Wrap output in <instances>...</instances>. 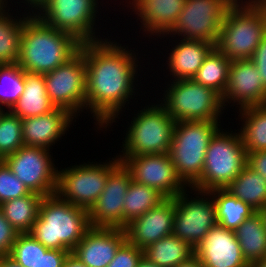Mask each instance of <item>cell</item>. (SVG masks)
Returning a JSON list of instances; mask_svg holds the SVG:
<instances>
[{"instance_id":"6da1fadb","label":"cell","mask_w":266,"mask_h":267,"mask_svg":"<svg viewBox=\"0 0 266 267\" xmlns=\"http://www.w3.org/2000/svg\"><path fill=\"white\" fill-rule=\"evenodd\" d=\"M104 41L84 42L79 50L86 62V109L101 128L115 122L132 98L138 70L136 55L121 44Z\"/></svg>"},{"instance_id":"7a4b0ae2","label":"cell","mask_w":266,"mask_h":267,"mask_svg":"<svg viewBox=\"0 0 266 267\" xmlns=\"http://www.w3.org/2000/svg\"><path fill=\"white\" fill-rule=\"evenodd\" d=\"M32 14L24 21L17 64L24 72L45 74L73 58L82 42Z\"/></svg>"},{"instance_id":"3957f363","label":"cell","mask_w":266,"mask_h":267,"mask_svg":"<svg viewBox=\"0 0 266 267\" xmlns=\"http://www.w3.org/2000/svg\"><path fill=\"white\" fill-rule=\"evenodd\" d=\"M90 228L88 210L54 193L44 196L29 234L48 249L72 252Z\"/></svg>"},{"instance_id":"277c9868","label":"cell","mask_w":266,"mask_h":267,"mask_svg":"<svg viewBox=\"0 0 266 267\" xmlns=\"http://www.w3.org/2000/svg\"><path fill=\"white\" fill-rule=\"evenodd\" d=\"M240 1L229 8L215 45L230 61L251 59L266 35V7Z\"/></svg>"},{"instance_id":"5b68a950","label":"cell","mask_w":266,"mask_h":267,"mask_svg":"<svg viewBox=\"0 0 266 267\" xmlns=\"http://www.w3.org/2000/svg\"><path fill=\"white\" fill-rule=\"evenodd\" d=\"M218 121H178L168 152L177 175L190 187L202 174L211 138L220 129Z\"/></svg>"},{"instance_id":"8992f818","label":"cell","mask_w":266,"mask_h":267,"mask_svg":"<svg viewBox=\"0 0 266 267\" xmlns=\"http://www.w3.org/2000/svg\"><path fill=\"white\" fill-rule=\"evenodd\" d=\"M247 165V152L240 133L221 132L211 138L201 176L192 190L209 191L227 187Z\"/></svg>"},{"instance_id":"52a82bcc","label":"cell","mask_w":266,"mask_h":267,"mask_svg":"<svg viewBox=\"0 0 266 267\" xmlns=\"http://www.w3.org/2000/svg\"><path fill=\"white\" fill-rule=\"evenodd\" d=\"M165 93L161 105L176 122L218 121L225 108L218 92L193 79L174 80Z\"/></svg>"},{"instance_id":"ba28073f","label":"cell","mask_w":266,"mask_h":267,"mask_svg":"<svg viewBox=\"0 0 266 267\" xmlns=\"http://www.w3.org/2000/svg\"><path fill=\"white\" fill-rule=\"evenodd\" d=\"M147 107L131 121L123 144V154L120 156L169 152L176 121L161 104Z\"/></svg>"},{"instance_id":"9c48e42d","label":"cell","mask_w":266,"mask_h":267,"mask_svg":"<svg viewBox=\"0 0 266 267\" xmlns=\"http://www.w3.org/2000/svg\"><path fill=\"white\" fill-rule=\"evenodd\" d=\"M236 0H185L175 25L166 33L183 40H201L217 44L222 22Z\"/></svg>"},{"instance_id":"30bf717a","label":"cell","mask_w":266,"mask_h":267,"mask_svg":"<svg viewBox=\"0 0 266 267\" xmlns=\"http://www.w3.org/2000/svg\"><path fill=\"white\" fill-rule=\"evenodd\" d=\"M117 158V159H116ZM103 164H81L58 171L56 193L69 203L89 210L105 188L118 157Z\"/></svg>"},{"instance_id":"8fae6325","label":"cell","mask_w":266,"mask_h":267,"mask_svg":"<svg viewBox=\"0 0 266 267\" xmlns=\"http://www.w3.org/2000/svg\"><path fill=\"white\" fill-rule=\"evenodd\" d=\"M43 75L47 95L56 108L66 109L76 117L86 107V62L80 51L64 65Z\"/></svg>"},{"instance_id":"7c38bea8","label":"cell","mask_w":266,"mask_h":267,"mask_svg":"<svg viewBox=\"0 0 266 267\" xmlns=\"http://www.w3.org/2000/svg\"><path fill=\"white\" fill-rule=\"evenodd\" d=\"M97 2V0H47L36 15L47 25L72 34L82 43L99 41L93 27Z\"/></svg>"},{"instance_id":"4fadbf2b","label":"cell","mask_w":266,"mask_h":267,"mask_svg":"<svg viewBox=\"0 0 266 267\" xmlns=\"http://www.w3.org/2000/svg\"><path fill=\"white\" fill-rule=\"evenodd\" d=\"M49 151L43 147L24 145L3 161L30 192L47 196L56 193L58 177Z\"/></svg>"},{"instance_id":"5bb4252c","label":"cell","mask_w":266,"mask_h":267,"mask_svg":"<svg viewBox=\"0 0 266 267\" xmlns=\"http://www.w3.org/2000/svg\"><path fill=\"white\" fill-rule=\"evenodd\" d=\"M198 191L201 198H187L186 190L175 197V215L173 235L188 242L196 248L209 232L211 227L218 224L216 207L213 199L202 198L208 191ZM203 194V195H202ZM199 198V199H197ZM209 199V200H208Z\"/></svg>"},{"instance_id":"9a60e30c","label":"cell","mask_w":266,"mask_h":267,"mask_svg":"<svg viewBox=\"0 0 266 267\" xmlns=\"http://www.w3.org/2000/svg\"><path fill=\"white\" fill-rule=\"evenodd\" d=\"M134 182L156 189L165 198H175L185 190L168 153L120 156Z\"/></svg>"},{"instance_id":"2e32d148","label":"cell","mask_w":266,"mask_h":267,"mask_svg":"<svg viewBox=\"0 0 266 267\" xmlns=\"http://www.w3.org/2000/svg\"><path fill=\"white\" fill-rule=\"evenodd\" d=\"M131 174L119 161L108 173L103 192L88 210L91 227L122 228L123 203Z\"/></svg>"},{"instance_id":"e0dca14e","label":"cell","mask_w":266,"mask_h":267,"mask_svg":"<svg viewBox=\"0 0 266 267\" xmlns=\"http://www.w3.org/2000/svg\"><path fill=\"white\" fill-rule=\"evenodd\" d=\"M231 100L240 105L239 109L266 104V88L251 59L234 60L230 63L228 84L222 96L223 105L231 103Z\"/></svg>"},{"instance_id":"ac0fdd59","label":"cell","mask_w":266,"mask_h":267,"mask_svg":"<svg viewBox=\"0 0 266 267\" xmlns=\"http://www.w3.org/2000/svg\"><path fill=\"white\" fill-rule=\"evenodd\" d=\"M174 215L175 198H165L156 207L127 224L124 228L126 239L144 250L173 233Z\"/></svg>"},{"instance_id":"d6986e66","label":"cell","mask_w":266,"mask_h":267,"mask_svg":"<svg viewBox=\"0 0 266 267\" xmlns=\"http://www.w3.org/2000/svg\"><path fill=\"white\" fill-rule=\"evenodd\" d=\"M195 255L204 267H245L247 261L242 255L235 231L217 224L209 230L195 248Z\"/></svg>"},{"instance_id":"ffe728a7","label":"cell","mask_w":266,"mask_h":267,"mask_svg":"<svg viewBox=\"0 0 266 267\" xmlns=\"http://www.w3.org/2000/svg\"><path fill=\"white\" fill-rule=\"evenodd\" d=\"M125 240L122 228L91 227L71 253L87 267H107Z\"/></svg>"},{"instance_id":"44dd1931","label":"cell","mask_w":266,"mask_h":267,"mask_svg":"<svg viewBox=\"0 0 266 267\" xmlns=\"http://www.w3.org/2000/svg\"><path fill=\"white\" fill-rule=\"evenodd\" d=\"M73 116L66 109L55 108L50 113L22 119L24 145L50 149L66 133Z\"/></svg>"},{"instance_id":"7402d4cb","label":"cell","mask_w":266,"mask_h":267,"mask_svg":"<svg viewBox=\"0 0 266 267\" xmlns=\"http://www.w3.org/2000/svg\"><path fill=\"white\" fill-rule=\"evenodd\" d=\"M131 6L135 14L140 16V21L153 36L166 34L176 23L182 11L185 0H132ZM147 29V30H146ZM155 33V34H154Z\"/></svg>"},{"instance_id":"603a6c76","label":"cell","mask_w":266,"mask_h":267,"mask_svg":"<svg viewBox=\"0 0 266 267\" xmlns=\"http://www.w3.org/2000/svg\"><path fill=\"white\" fill-rule=\"evenodd\" d=\"M168 57L174 80L192 79L215 44L201 40H180Z\"/></svg>"},{"instance_id":"cb8c5ba5","label":"cell","mask_w":266,"mask_h":267,"mask_svg":"<svg viewBox=\"0 0 266 267\" xmlns=\"http://www.w3.org/2000/svg\"><path fill=\"white\" fill-rule=\"evenodd\" d=\"M55 108L47 95L44 75L25 72L24 91L10 111L25 119L50 113Z\"/></svg>"},{"instance_id":"d4e9b609","label":"cell","mask_w":266,"mask_h":267,"mask_svg":"<svg viewBox=\"0 0 266 267\" xmlns=\"http://www.w3.org/2000/svg\"><path fill=\"white\" fill-rule=\"evenodd\" d=\"M235 235L248 264L266 256V226L261 212L246 218L235 230Z\"/></svg>"},{"instance_id":"484cf974","label":"cell","mask_w":266,"mask_h":267,"mask_svg":"<svg viewBox=\"0 0 266 267\" xmlns=\"http://www.w3.org/2000/svg\"><path fill=\"white\" fill-rule=\"evenodd\" d=\"M195 255V248L188 242L170 234L143 250V256L160 267H176Z\"/></svg>"},{"instance_id":"4316f807","label":"cell","mask_w":266,"mask_h":267,"mask_svg":"<svg viewBox=\"0 0 266 267\" xmlns=\"http://www.w3.org/2000/svg\"><path fill=\"white\" fill-rule=\"evenodd\" d=\"M43 198L38 193L30 192L26 196L1 203L0 210L19 234L29 233L39 216Z\"/></svg>"},{"instance_id":"83f0119b","label":"cell","mask_w":266,"mask_h":267,"mask_svg":"<svg viewBox=\"0 0 266 267\" xmlns=\"http://www.w3.org/2000/svg\"><path fill=\"white\" fill-rule=\"evenodd\" d=\"M225 189L256 212L266 205V179L247 165Z\"/></svg>"},{"instance_id":"f1b7e54d","label":"cell","mask_w":266,"mask_h":267,"mask_svg":"<svg viewBox=\"0 0 266 267\" xmlns=\"http://www.w3.org/2000/svg\"><path fill=\"white\" fill-rule=\"evenodd\" d=\"M213 196L218 224L225 229L235 231L238 226L256 211L242 200L233 196L225 188H216L208 191Z\"/></svg>"},{"instance_id":"f546056e","label":"cell","mask_w":266,"mask_h":267,"mask_svg":"<svg viewBox=\"0 0 266 267\" xmlns=\"http://www.w3.org/2000/svg\"><path fill=\"white\" fill-rule=\"evenodd\" d=\"M241 110V111H240ZM242 124L239 133L247 153L266 150V104L239 109Z\"/></svg>"},{"instance_id":"4dcf8cb0","label":"cell","mask_w":266,"mask_h":267,"mask_svg":"<svg viewBox=\"0 0 266 267\" xmlns=\"http://www.w3.org/2000/svg\"><path fill=\"white\" fill-rule=\"evenodd\" d=\"M6 2L0 6V65L16 64L19 60L21 36L23 32L24 21L30 16L18 20L10 17L5 12ZM7 14V15H6Z\"/></svg>"},{"instance_id":"1f68e13d","label":"cell","mask_w":266,"mask_h":267,"mask_svg":"<svg viewBox=\"0 0 266 267\" xmlns=\"http://www.w3.org/2000/svg\"><path fill=\"white\" fill-rule=\"evenodd\" d=\"M165 197L156 189L131 180L123 203V229L135 218L156 207Z\"/></svg>"},{"instance_id":"d6a6232c","label":"cell","mask_w":266,"mask_h":267,"mask_svg":"<svg viewBox=\"0 0 266 267\" xmlns=\"http://www.w3.org/2000/svg\"><path fill=\"white\" fill-rule=\"evenodd\" d=\"M230 63L231 61L214 47L192 79L223 96L228 84Z\"/></svg>"},{"instance_id":"836d02e7","label":"cell","mask_w":266,"mask_h":267,"mask_svg":"<svg viewBox=\"0 0 266 267\" xmlns=\"http://www.w3.org/2000/svg\"><path fill=\"white\" fill-rule=\"evenodd\" d=\"M24 85L25 72L17 63L0 65V106L10 110L23 93Z\"/></svg>"},{"instance_id":"e575fe53","label":"cell","mask_w":266,"mask_h":267,"mask_svg":"<svg viewBox=\"0 0 266 267\" xmlns=\"http://www.w3.org/2000/svg\"><path fill=\"white\" fill-rule=\"evenodd\" d=\"M24 146L22 119L10 110L0 119V160Z\"/></svg>"},{"instance_id":"d590c367","label":"cell","mask_w":266,"mask_h":267,"mask_svg":"<svg viewBox=\"0 0 266 267\" xmlns=\"http://www.w3.org/2000/svg\"><path fill=\"white\" fill-rule=\"evenodd\" d=\"M49 249L29 233L18 234L9 256L22 267H34L42 253Z\"/></svg>"},{"instance_id":"8d00e7d4","label":"cell","mask_w":266,"mask_h":267,"mask_svg":"<svg viewBox=\"0 0 266 267\" xmlns=\"http://www.w3.org/2000/svg\"><path fill=\"white\" fill-rule=\"evenodd\" d=\"M29 193L30 190L24 183L16 177L3 160H0V204Z\"/></svg>"},{"instance_id":"74e56055","label":"cell","mask_w":266,"mask_h":267,"mask_svg":"<svg viewBox=\"0 0 266 267\" xmlns=\"http://www.w3.org/2000/svg\"><path fill=\"white\" fill-rule=\"evenodd\" d=\"M143 257V250L139 249L127 239L120 245L113 260L107 267H137Z\"/></svg>"},{"instance_id":"f35d334b","label":"cell","mask_w":266,"mask_h":267,"mask_svg":"<svg viewBox=\"0 0 266 267\" xmlns=\"http://www.w3.org/2000/svg\"><path fill=\"white\" fill-rule=\"evenodd\" d=\"M18 234L0 210V257L10 254Z\"/></svg>"},{"instance_id":"ab89813d","label":"cell","mask_w":266,"mask_h":267,"mask_svg":"<svg viewBox=\"0 0 266 267\" xmlns=\"http://www.w3.org/2000/svg\"><path fill=\"white\" fill-rule=\"evenodd\" d=\"M70 251L49 249L42 253L34 267H63L66 257Z\"/></svg>"},{"instance_id":"60d3db41","label":"cell","mask_w":266,"mask_h":267,"mask_svg":"<svg viewBox=\"0 0 266 267\" xmlns=\"http://www.w3.org/2000/svg\"><path fill=\"white\" fill-rule=\"evenodd\" d=\"M251 60L257 67L259 75L263 80L264 87L266 88V35L255 49Z\"/></svg>"},{"instance_id":"b9f144b4","label":"cell","mask_w":266,"mask_h":267,"mask_svg":"<svg viewBox=\"0 0 266 267\" xmlns=\"http://www.w3.org/2000/svg\"><path fill=\"white\" fill-rule=\"evenodd\" d=\"M247 166L266 179V150L247 153Z\"/></svg>"},{"instance_id":"7bdbcfd3","label":"cell","mask_w":266,"mask_h":267,"mask_svg":"<svg viewBox=\"0 0 266 267\" xmlns=\"http://www.w3.org/2000/svg\"><path fill=\"white\" fill-rule=\"evenodd\" d=\"M63 267H87L83 264L76 256L72 253H69L65 259Z\"/></svg>"},{"instance_id":"ee69618b","label":"cell","mask_w":266,"mask_h":267,"mask_svg":"<svg viewBox=\"0 0 266 267\" xmlns=\"http://www.w3.org/2000/svg\"><path fill=\"white\" fill-rule=\"evenodd\" d=\"M0 267H22L9 255L0 257Z\"/></svg>"},{"instance_id":"f6af8a7d","label":"cell","mask_w":266,"mask_h":267,"mask_svg":"<svg viewBox=\"0 0 266 267\" xmlns=\"http://www.w3.org/2000/svg\"><path fill=\"white\" fill-rule=\"evenodd\" d=\"M176 267H204L199 258L194 255L188 261L178 264Z\"/></svg>"},{"instance_id":"bcb514c9","label":"cell","mask_w":266,"mask_h":267,"mask_svg":"<svg viewBox=\"0 0 266 267\" xmlns=\"http://www.w3.org/2000/svg\"><path fill=\"white\" fill-rule=\"evenodd\" d=\"M137 267H160L158 265H156L155 263H152L150 261H148L144 256L140 259V261L138 262Z\"/></svg>"},{"instance_id":"7dc6e473","label":"cell","mask_w":266,"mask_h":267,"mask_svg":"<svg viewBox=\"0 0 266 267\" xmlns=\"http://www.w3.org/2000/svg\"><path fill=\"white\" fill-rule=\"evenodd\" d=\"M26 2L25 3H27L28 2V4H26V5H31L32 6V8H35V9H40L41 7H42V5L47 1V0H25Z\"/></svg>"},{"instance_id":"c3c4849f","label":"cell","mask_w":266,"mask_h":267,"mask_svg":"<svg viewBox=\"0 0 266 267\" xmlns=\"http://www.w3.org/2000/svg\"><path fill=\"white\" fill-rule=\"evenodd\" d=\"M244 3L252 6L266 7V0H249V2L245 1Z\"/></svg>"},{"instance_id":"681fc988","label":"cell","mask_w":266,"mask_h":267,"mask_svg":"<svg viewBox=\"0 0 266 267\" xmlns=\"http://www.w3.org/2000/svg\"><path fill=\"white\" fill-rule=\"evenodd\" d=\"M253 265L254 267H266V256H264L261 260H258Z\"/></svg>"},{"instance_id":"f907efd6","label":"cell","mask_w":266,"mask_h":267,"mask_svg":"<svg viewBox=\"0 0 266 267\" xmlns=\"http://www.w3.org/2000/svg\"><path fill=\"white\" fill-rule=\"evenodd\" d=\"M260 212H261V214L263 216V220H264V223H265V226H266V205Z\"/></svg>"},{"instance_id":"816d5d0a","label":"cell","mask_w":266,"mask_h":267,"mask_svg":"<svg viewBox=\"0 0 266 267\" xmlns=\"http://www.w3.org/2000/svg\"><path fill=\"white\" fill-rule=\"evenodd\" d=\"M4 113H5V111H3V107L0 106V119L3 116Z\"/></svg>"},{"instance_id":"f5cc1de1","label":"cell","mask_w":266,"mask_h":267,"mask_svg":"<svg viewBox=\"0 0 266 267\" xmlns=\"http://www.w3.org/2000/svg\"><path fill=\"white\" fill-rule=\"evenodd\" d=\"M5 3L4 0H0V6L3 5Z\"/></svg>"},{"instance_id":"db71d44e","label":"cell","mask_w":266,"mask_h":267,"mask_svg":"<svg viewBox=\"0 0 266 267\" xmlns=\"http://www.w3.org/2000/svg\"><path fill=\"white\" fill-rule=\"evenodd\" d=\"M245 267H254V265H253V264H248V265L245 266Z\"/></svg>"}]
</instances>
